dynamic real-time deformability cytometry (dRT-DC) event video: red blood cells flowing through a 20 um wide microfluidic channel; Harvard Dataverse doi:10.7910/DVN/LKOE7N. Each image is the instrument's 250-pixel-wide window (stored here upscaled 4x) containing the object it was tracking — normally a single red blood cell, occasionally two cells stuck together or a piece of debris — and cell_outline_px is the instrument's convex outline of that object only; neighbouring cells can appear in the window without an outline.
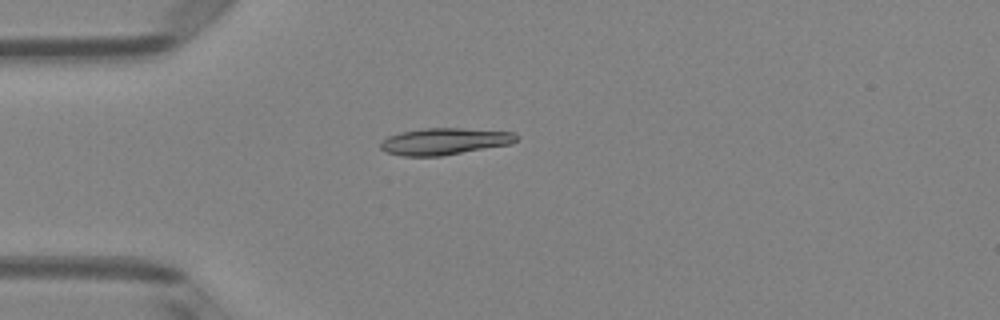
{"species": "Egyptian fruit bat (a non-hibernating species)", "species_latin": "Rousettus aegyptiacus", "temperature_condition": "room temperature", "stored_images_in_passage": 5, "camera_frame_rate_fps": 3000, "um_per_image_px": 0.085, "animal": {"sex": "female"}, "frame": {"image": 1, "passage_image": 3, "time_ms": 0.667, "image_size_px": [1000, 320], "cell_outline_px": [[520, 136], [516, 140], [508, 144], [440, 156], [404, 156], [388, 152], [380, 148], [380, 140], [388, 136], [400, 132], [424, 128], [464, 128], [516, 132]], "centroid_in_image_um": [37.77, 12.0], "position_along_channel_um": 47.2, "area_um2": 21.1}}
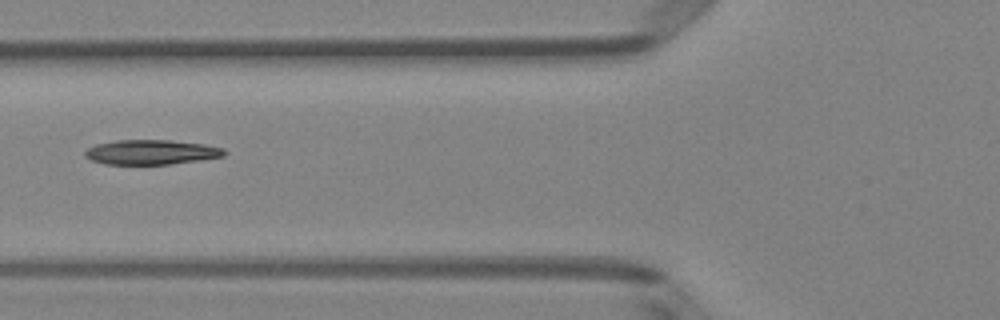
{"frame": {"image": 2, "passage_image": 5, "time_ms": 1.333, "image_size_px": [1000, 320], "cell_outline_px": [[228, 152], [224, 156], [200, 160], [168, 164], [104, 164], [92, 160], [84, 156], [84, 152], [88, 148], [96, 144], [116, 140], [168, 140], [204, 144], [224, 148]], "centroid_in_image_um": [12.86, 12.93], "position_along_channel_um": 112.9, "area_um2": 20.06}}